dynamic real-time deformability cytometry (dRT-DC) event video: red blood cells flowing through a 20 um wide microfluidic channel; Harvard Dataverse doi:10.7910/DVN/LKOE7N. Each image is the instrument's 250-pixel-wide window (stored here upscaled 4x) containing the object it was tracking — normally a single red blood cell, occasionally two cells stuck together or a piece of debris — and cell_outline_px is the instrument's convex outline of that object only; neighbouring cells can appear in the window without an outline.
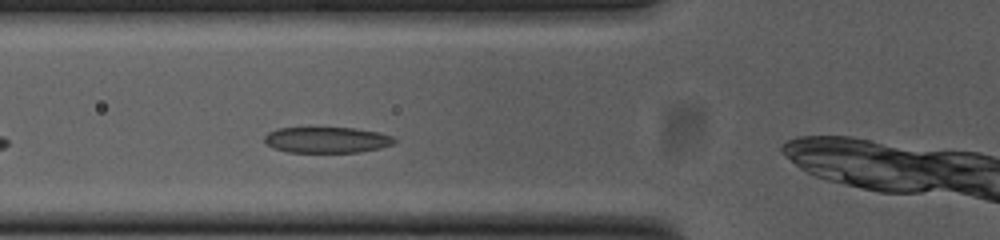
{"species": "common noctule bat (a hibernating species)", "species_latin": "Nyctalus noctula", "temperature_condition": "cold", "stored_images_in_passage": 38, "camera_frame_rate_fps": 3000, "um_per_image_px": 0.085, "animal": {"sex": "female", "body_mass_g": 23.0, "forearm_length_mm": 53.4}, "frame": {"image": 1, "passage_image": 7, "time_ms": 2.0, "image_size_px": [1000, 240], "cell_outline_px": [[396, 140], [392, 144], [380, 148], [360, 152], [288, 152], [272, 148], [264, 140], [264, 136], [268, 132], [276, 128], [352, 128], [380, 132], [392, 136]], "centroid_in_image_um": [27.76, 11.89], "position_along_channel_um": 98.0, "area_um2": 19.59}}
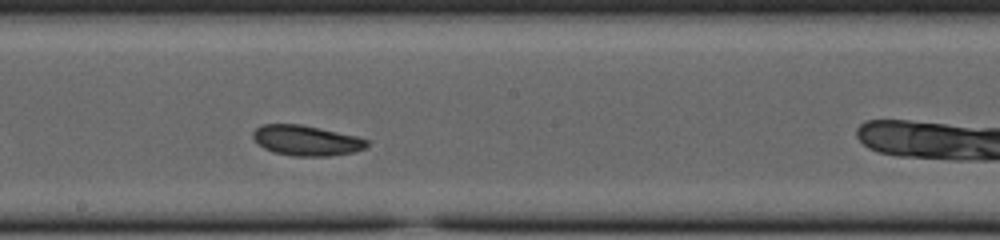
{"frame": {"image": 2, "passage_image": 17, "time_ms": 5.333, "image_size_px": [1000, 240], "cell_outline_px": [[368, 144], [364, 148], [356, 152], [332, 156], [292, 156], [272, 152], [264, 148], [252, 136], [252, 132], [260, 124], [300, 124], [320, 128], [356, 136], [368, 140]], "centroid_in_image_um": [26.03, 11.94], "position_along_channel_um": 222.2, "area_um2": 20.17}}
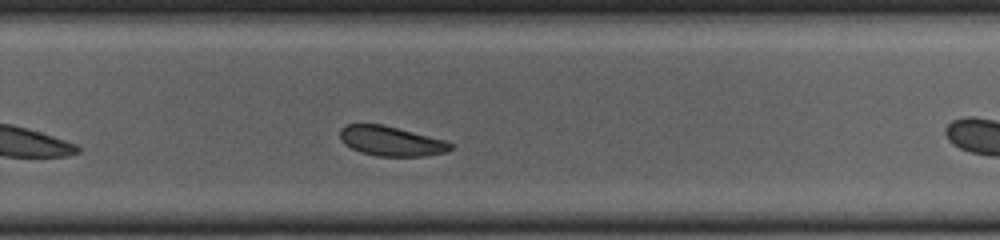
{"frame": {"image": 3, "passage_image": 23, "time_ms": 7.333, "image_size_px": [1000, 240], "cell_outline_px": [[452, 148], [448, 152], [424, 156], [376, 156], [360, 152], [344, 144], [340, 136], [340, 128], [348, 124], [384, 124], [444, 140], [452, 144]], "centroid_in_image_um": [33.23, 11.99], "position_along_channel_um": 296.6, "area_um2": 19.13}, "authors_computed_cell_mechanics": {"area_um2": 19.363, "velocity_mm_per_s": 3.7216, "shape_relaxation_time_tau1_ms": 3.8021, "shape_relaxation_time_tau2_ms": 2.9937, "deformation_change_tau1": 0.1413, "deformation_change_tau2": 0.0793}}